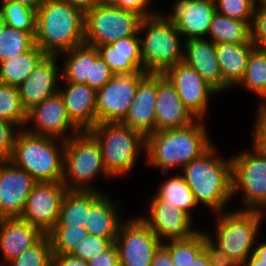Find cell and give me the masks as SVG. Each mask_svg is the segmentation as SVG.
Here are the masks:
<instances>
[{"instance_id": "6da1fadb", "label": "cell", "mask_w": 266, "mask_h": 266, "mask_svg": "<svg viewBox=\"0 0 266 266\" xmlns=\"http://www.w3.org/2000/svg\"><path fill=\"white\" fill-rule=\"evenodd\" d=\"M207 123L197 119L183 128L160 130L147 135L145 156L140 161L145 160L144 167L153 168L152 170L170 173L171 170L180 171L214 144Z\"/></svg>"}, {"instance_id": "7a4b0ae2", "label": "cell", "mask_w": 266, "mask_h": 266, "mask_svg": "<svg viewBox=\"0 0 266 266\" xmlns=\"http://www.w3.org/2000/svg\"><path fill=\"white\" fill-rule=\"evenodd\" d=\"M214 143L178 173L194 194L198 206L214 214L229 210L232 196V163ZM231 201V202H230ZM228 207V208H227Z\"/></svg>"}, {"instance_id": "3957f363", "label": "cell", "mask_w": 266, "mask_h": 266, "mask_svg": "<svg viewBox=\"0 0 266 266\" xmlns=\"http://www.w3.org/2000/svg\"><path fill=\"white\" fill-rule=\"evenodd\" d=\"M85 13L64 0H44L37 9L35 45L60 55L84 44Z\"/></svg>"}, {"instance_id": "277c9868", "label": "cell", "mask_w": 266, "mask_h": 266, "mask_svg": "<svg viewBox=\"0 0 266 266\" xmlns=\"http://www.w3.org/2000/svg\"><path fill=\"white\" fill-rule=\"evenodd\" d=\"M65 141L28 132L16 134L10 161L28 172L36 182H62Z\"/></svg>"}, {"instance_id": "5b68a950", "label": "cell", "mask_w": 266, "mask_h": 266, "mask_svg": "<svg viewBox=\"0 0 266 266\" xmlns=\"http://www.w3.org/2000/svg\"><path fill=\"white\" fill-rule=\"evenodd\" d=\"M142 18L139 26L144 72L163 74L184 60L183 36L164 13Z\"/></svg>"}, {"instance_id": "8992f818", "label": "cell", "mask_w": 266, "mask_h": 266, "mask_svg": "<svg viewBox=\"0 0 266 266\" xmlns=\"http://www.w3.org/2000/svg\"><path fill=\"white\" fill-rule=\"evenodd\" d=\"M212 234L206 235L240 266L254 252L257 238L261 237V226L266 213L256 210H238L235 206L229 210L214 214ZM215 226V227H214Z\"/></svg>"}, {"instance_id": "52a82bcc", "label": "cell", "mask_w": 266, "mask_h": 266, "mask_svg": "<svg viewBox=\"0 0 266 266\" xmlns=\"http://www.w3.org/2000/svg\"><path fill=\"white\" fill-rule=\"evenodd\" d=\"M99 178L113 180L105 170L99 142L89 131H81L65 141L62 183L67 190L107 193L98 187Z\"/></svg>"}, {"instance_id": "ba28073f", "label": "cell", "mask_w": 266, "mask_h": 266, "mask_svg": "<svg viewBox=\"0 0 266 266\" xmlns=\"http://www.w3.org/2000/svg\"><path fill=\"white\" fill-rule=\"evenodd\" d=\"M89 132L99 142L105 170L113 180L130 177L145 156V137L121 122L98 123Z\"/></svg>"}, {"instance_id": "9c48e42d", "label": "cell", "mask_w": 266, "mask_h": 266, "mask_svg": "<svg viewBox=\"0 0 266 266\" xmlns=\"http://www.w3.org/2000/svg\"><path fill=\"white\" fill-rule=\"evenodd\" d=\"M249 147L230 155L232 196L233 199L238 196L241 200L236 209L266 213V156L251 145Z\"/></svg>"}, {"instance_id": "30bf717a", "label": "cell", "mask_w": 266, "mask_h": 266, "mask_svg": "<svg viewBox=\"0 0 266 266\" xmlns=\"http://www.w3.org/2000/svg\"><path fill=\"white\" fill-rule=\"evenodd\" d=\"M142 17L116 6H94L85 12L84 43L92 47L111 44L139 33Z\"/></svg>"}, {"instance_id": "8fae6325", "label": "cell", "mask_w": 266, "mask_h": 266, "mask_svg": "<svg viewBox=\"0 0 266 266\" xmlns=\"http://www.w3.org/2000/svg\"><path fill=\"white\" fill-rule=\"evenodd\" d=\"M146 198L147 210L137 216L162 242L186 239L201 230L197 229L194 219L187 212L169 204V201L161 198L155 191Z\"/></svg>"}, {"instance_id": "7c38bea8", "label": "cell", "mask_w": 266, "mask_h": 266, "mask_svg": "<svg viewBox=\"0 0 266 266\" xmlns=\"http://www.w3.org/2000/svg\"><path fill=\"white\" fill-rule=\"evenodd\" d=\"M131 216L122 223L114 240L120 266H150L163 242L137 215Z\"/></svg>"}, {"instance_id": "4fadbf2b", "label": "cell", "mask_w": 266, "mask_h": 266, "mask_svg": "<svg viewBox=\"0 0 266 266\" xmlns=\"http://www.w3.org/2000/svg\"><path fill=\"white\" fill-rule=\"evenodd\" d=\"M163 75L170 81L185 107L196 119H209L211 99L220 94L185 62L175 64ZM208 118V119H207Z\"/></svg>"}, {"instance_id": "5bb4252c", "label": "cell", "mask_w": 266, "mask_h": 266, "mask_svg": "<svg viewBox=\"0 0 266 266\" xmlns=\"http://www.w3.org/2000/svg\"><path fill=\"white\" fill-rule=\"evenodd\" d=\"M147 74H116L104 87L97 90V124L122 122L134 99L139 82Z\"/></svg>"}, {"instance_id": "9a60e30c", "label": "cell", "mask_w": 266, "mask_h": 266, "mask_svg": "<svg viewBox=\"0 0 266 266\" xmlns=\"http://www.w3.org/2000/svg\"><path fill=\"white\" fill-rule=\"evenodd\" d=\"M25 129L32 134L64 141L81 132L70 120L59 92L35 105L27 112Z\"/></svg>"}, {"instance_id": "2e32d148", "label": "cell", "mask_w": 266, "mask_h": 266, "mask_svg": "<svg viewBox=\"0 0 266 266\" xmlns=\"http://www.w3.org/2000/svg\"><path fill=\"white\" fill-rule=\"evenodd\" d=\"M66 191L62 182H37L26 200L20 218L47 234L58 221Z\"/></svg>"}, {"instance_id": "e0dca14e", "label": "cell", "mask_w": 266, "mask_h": 266, "mask_svg": "<svg viewBox=\"0 0 266 266\" xmlns=\"http://www.w3.org/2000/svg\"><path fill=\"white\" fill-rule=\"evenodd\" d=\"M37 182L10 160H0V219L20 218Z\"/></svg>"}, {"instance_id": "ac0fdd59", "label": "cell", "mask_w": 266, "mask_h": 266, "mask_svg": "<svg viewBox=\"0 0 266 266\" xmlns=\"http://www.w3.org/2000/svg\"><path fill=\"white\" fill-rule=\"evenodd\" d=\"M59 63L58 55H46L18 86L20 101L26 112L58 92L61 81Z\"/></svg>"}, {"instance_id": "d6986e66", "label": "cell", "mask_w": 266, "mask_h": 266, "mask_svg": "<svg viewBox=\"0 0 266 266\" xmlns=\"http://www.w3.org/2000/svg\"><path fill=\"white\" fill-rule=\"evenodd\" d=\"M165 13L173 20L184 40L206 38L215 4L204 0H175Z\"/></svg>"}, {"instance_id": "ffe728a7", "label": "cell", "mask_w": 266, "mask_h": 266, "mask_svg": "<svg viewBox=\"0 0 266 266\" xmlns=\"http://www.w3.org/2000/svg\"><path fill=\"white\" fill-rule=\"evenodd\" d=\"M196 120L170 81L163 74H157L155 131L183 128Z\"/></svg>"}, {"instance_id": "44dd1931", "label": "cell", "mask_w": 266, "mask_h": 266, "mask_svg": "<svg viewBox=\"0 0 266 266\" xmlns=\"http://www.w3.org/2000/svg\"><path fill=\"white\" fill-rule=\"evenodd\" d=\"M220 96L232 90L224 83L216 57L215 44L207 38H192L184 42V60Z\"/></svg>"}, {"instance_id": "7402d4cb", "label": "cell", "mask_w": 266, "mask_h": 266, "mask_svg": "<svg viewBox=\"0 0 266 266\" xmlns=\"http://www.w3.org/2000/svg\"><path fill=\"white\" fill-rule=\"evenodd\" d=\"M157 74L148 73L138 84L135 96L123 125L140 132L144 137L155 132V103Z\"/></svg>"}, {"instance_id": "603a6c76", "label": "cell", "mask_w": 266, "mask_h": 266, "mask_svg": "<svg viewBox=\"0 0 266 266\" xmlns=\"http://www.w3.org/2000/svg\"><path fill=\"white\" fill-rule=\"evenodd\" d=\"M58 92L63 98L70 120L81 131H89L97 124L95 89L87 84L60 81Z\"/></svg>"}, {"instance_id": "cb8c5ba5", "label": "cell", "mask_w": 266, "mask_h": 266, "mask_svg": "<svg viewBox=\"0 0 266 266\" xmlns=\"http://www.w3.org/2000/svg\"><path fill=\"white\" fill-rule=\"evenodd\" d=\"M45 234L21 218L0 219V264L19 257Z\"/></svg>"}, {"instance_id": "d4e9b609", "label": "cell", "mask_w": 266, "mask_h": 266, "mask_svg": "<svg viewBox=\"0 0 266 266\" xmlns=\"http://www.w3.org/2000/svg\"><path fill=\"white\" fill-rule=\"evenodd\" d=\"M99 56L116 74L147 73L141 56L139 33L96 47Z\"/></svg>"}, {"instance_id": "484cf974", "label": "cell", "mask_w": 266, "mask_h": 266, "mask_svg": "<svg viewBox=\"0 0 266 266\" xmlns=\"http://www.w3.org/2000/svg\"><path fill=\"white\" fill-rule=\"evenodd\" d=\"M112 197V193L107 192L90 208L84 225L89 235L102 238L117 237L122 223L127 218L122 213V205L118 204V201L122 200Z\"/></svg>"}, {"instance_id": "4316f807", "label": "cell", "mask_w": 266, "mask_h": 266, "mask_svg": "<svg viewBox=\"0 0 266 266\" xmlns=\"http://www.w3.org/2000/svg\"><path fill=\"white\" fill-rule=\"evenodd\" d=\"M255 48L252 43L215 44L216 57L224 83L233 90L243 79L248 58Z\"/></svg>"}, {"instance_id": "83f0119b", "label": "cell", "mask_w": 266, "mask_h": 266, "mask_svg": "<svg viewBox=\"0 0 266 266\" xmlns=\"http://www.w3.org/2000/svg\"><path fill=\"white\" fill-rule=\"evenodd\" d=\"M104 192L67 190L63 196L59 217L54 227H79L85 225L90 208Z\"/></svg>"}, {"instance_id": "f1b7e54d", "label": "cell", "mask_w": 266, "mask_h": 266, "mask_svg": "<svg viewBox=\"0 0 266 266\" xmlns=\"http://www.w3.org/2000/svg\"><path fill=\"white\" fill-rule=\"evenodd\" d=\"M164 178L157 184L155 192L169 204L187 212L195 221L198 220L197 208H200L195 200L194 194L178 172H160ZM169 174V175H168ZM173 174V175H172ZM166 176V177H165ZM159 186V187H158ZM195 210V212H194ZM197 212V213H196ZM195 213V214H194ZM197 220H196V218Z\"/></svg>"}, {"instance_id": "f546056e", "label": "cell", "mask_w": 266, "mask_h": 266, "mask_svg": "<svg viewBox=\"0 0 266 266\" xmlns=\"http://www.w3.org/2000/svg\"><path fill=\"white\" fill-rule=\"evenodd\" d=\"M46 54L36 45L29 51L0 62V83L18 87Z\"/></svg>"}, {"instance_id": "4dcf8cb0", "label": "cell", "mask_w": 266, "mask_h": 266, "mask_svg": "<svg viewBox=\"0 0 266 266\" xmlns=\"http://www.w3.org/2000/svg\"><path fill=\"white\" fill-rule=\"evenodd\" d=\"M58 58L61 65V81L87 84L91 71V46L84 43L61 53Z\"/></svg>"}, {"instance_id": "1f68e13d", "label": "cell", "mask_w": 266, "mask_h": 266, "mask_svg": "<svg viewBox=\"0 0 266 266\" xmlns=\"http://www.w3.org/2000/svg\"><path fill=\"white\" fill-rule=\"evenodd\" d=\"M246 89L244 92L253 93L258 104L266 103V50L254 48L248 58L243 79L232 90ZM260 99V100H259Z\"/></svg>"}, {"instance_id": "d6a6232c", "label": "cell", "mask_w": 266, "mask_h": 266, "mask_svg": "<svg viewBox=\"0 0 266 266\" xmlns=\"http://www.w3.org/2000/svg\"><path fill=\"white\" fill-rule=\"evenodd\" d=\"M250 29L246 21L232 19L215 12L206 38L214 44L252 43Z\"/></svg>"}, {"instance_id": "836d02e7", "label": "cell", "mask_w": 266, "mask_h": 266, "mask_svg": "<svg viewBox=\"0 0 266 266\" xmlns=\"http://www.w3.org/2000/svg\"><path fill=\"white\" fill-rule=\"evenodd\" d=\"M162 246L169 252L174 266H189L203 250V230L186 239L164 241Z\"/></svg>"}, {"instance_id": "e575fe53", "label": "cell", "mask_w": 266, "mask_h": 266, "mask_svg": "<svg viewBox=\"0 0 266 266\" xmlns=\"http://www.w3.org/2000/svg\"><path fill=\"white\" fill-rule=\"evenodd\" d=\"M6 26L30 33H36L37 10L17 2H0Z\"/></svg>"}, {"instance_id": "d590c367", "label": "cell", "mask_w": 266, "mask_h": 266, "mask_svg": "<svg viewBox=\"0 0 266 266\" xmlns=\"http://www.w3.org/2000/svg\"><path fill=\"white\" fill-rule=\"evenodd\" d=\"M0 118L24 129L27 112L22 107L18 87L0 83Z\"/></svg>"}, {"instance_id": "8d00e7d4", "label": "cell", "mask_w": 266, "mask_h": 266, "mask_svg": "<svg viewBox=\"0 0 266 266\" xmlns=\"http://www.w3.org/2000/svg\"><path fill=\"white\" fill-rule=\"evenodd\" d=\"M34 45V37L30 33L5 26L0 33V62L23 54Z\"/></svg>"}, {"instance_id": "74e56055", "label": "cell", "mask_w": 266, "mask_h": 266, "mask_svg": "<svg viewBox=\"0 0 266 266\" xmlns=\"http://www.w3.org/2000/svg\"><path fill=\"white\" fill-rule=\"evenodd\" d=\"M47 235L51 241L52 254H71L89 234L84 226H79L53 227Z\"/></svg>"}, {"instance_id": "f35d334b", "label": "cell", "mask_w": 266, "mask_h": 266, "mask_svg": "<svg viewBox=\"0 0 266 266\" xmlns=\"http://www.w3.org/2000/svg\"><path fill=\"white\" fill-rule=\"evenodd\" d=\"M6 266H52L51 241L45 234L37 243L26 249Z\"/></svg>"}, {"instance_id": "ab89813d", "label": "cell", "mask_w": 266, "mask_h": 266, "mask_svg": "<svg viewBox=\"0 0 266 266\" xmlns=\"http://www.w3.org/2000/svg\"><path fill=\"white\" fill-rule=\"evenodd\" d=\"M215 9L219 14L246 21L251 26L255 5L253 0H217Z\"/></svg>"}, {"instance_id": "60d3db41", "label": "cell", "mask_w": 266, "mask_h": 266, "mask_svg": "<svg viewBox=\"0 0 266 266\" xmlns=\"http://www.w3.org/2000/svg\"><path fill=\"white\" fill-rule=\"evenodd\" d=\"M115 239L116 238H102L94 235H88L75 247L71 255L88 261L107 250L114 243Z\"/></svg>"}, {"instance_id": "b9f144b4", "label": "cell", "mask_w": 266, "mask_h": 266, "mask_svg": "<svg viewBox=\"0 0 266 266\" xmlns=\"http://www.w3.org/2000/svg\"><path fill=\"white\" fill-rule=\"evenodd\" d=\"M115 74L99 56L96 47L91 46V71L87 85L96 91L104 87Z\"/></svg>"}, {"instance_id": "7bdbcfd3", "label": "cell", "mask_w": 266, "mask_h": 266, "mask_svg": "<svg viewBox=\"0 0 266 266\" xmlns=\"http://www.w3.org/2000/svg\"><path fill=\"white\" fill-rule=\"evenodd\" d=\"M256 111L251 127L252 138L249 145L266 156V103H256Z\"/></svg>"}, {"instance_id": "ee69618b", "label": "cell", "mask_w": 266, "mask_h": 266, "mask_svg": "<svg viewBox=\"0 0 266 266\" xmlns=\"http://www.w3.org/2000/svg\"><path fill=\"white\" fill-rule=\"evenodd\" d=\"M203 251L210 266H240L225 251L216 245L203 231Z\"/></svg>"}, {"instance_id": "f6af8a7d", "label": "cell", "mask_w": 266, "mask_h": 266, "mask_svg": "<svg viewBox=\"0 0 266 266\" xmlns=\"http://www.w3.org/2000/svg\"><path fill=\"white\" fill-rule=\"evenodd\" d=\"M19 130L15 124L0 118V160H10Z\"/></svg>"}, {"instance_id": "bcb514c9", "label": "cell", "mask_w": 266, "mask_h": 266, "mask_svg": "<svg viewBox=\"0 0 266 266\" xmlns=\"http://www.w3.org/2000/svg\"><path fill=\"white\" fill-rule=\"evenodd\" d=\"M250 28L255 48H266V8H255Z\"/></svg>"}, {"instance_id": "7dc6e473", "label": "cell", "mask_w": 266, "mask_h": 266, "mask_svg": "<svg viewBox=\"0 0 266 266\" xmlns=\"http://www.w3.org/2000/svg\"><path fill=\"white\" fill-rule=\"evenodd\" d=\"M154 3L153 0H118L116 7L123 10L135 12L142 18H147L163 12L159 6L157 9H153L155 5Z\"/></svg>"}, {"instance_id": "c3c4849f", "label": "cell", "mask_w": 266, "mask_h": 266, "mask_svg": "<svg viewBox=\"0 0 266 266\" xmlns=\"http://www.w3.org/2000/svg\"><path fill=\"white\" fill-rule=\"evenodd\" d=\"M87 262L89 266H120L115 244L113 243L107 250L89 259Z\"/></svg>"}, {"instance_id": "681fc988", "label": "cell", "mask_w": 266, "mask_h": 266, "mask_svg": "<svg viewBox=\"0 0 266 266\" xmlns=\"http://www.w3.org/2000/svg\"><path fill=\"white\" fill-rule=\"evenodd\" d=\"M52 266H89L88 262L71 254H52Z\"/></svg>"}, {"instance_id": "f907efd6", "label": "cell", "mask_w": 266, "mask_h": 266, "mask_svg": "<svg viewBox=\"0 0 266 266\" xmlns=\"http://www.w3.org/2000/svg\"><path fill=\"white\" fill-rule=\"evenodd\" d=\"M150 266H174L169 252L161 246L155 253Z\"/></svg>"}, {"instance_id": "816d5d0a", "label": "cell", "mask_w": 266, "mask_h": 266, "mask_svg": "<svg viewBox=\"0 0 266 266\" xmlns=\"http://www.w3.org/2000/svg\"><path fill=\"white\" fill-rule=\"evenodd\" d=\"M84 13L97 5L96 0H64Z\"/></svg>"}, {"instance_id": "f5cc1de1", "label": "cell", "mask_w": 266, "mask_h": 266, "mask_svg": "<svg viewBox=\"0 0 266 266\" xmlns=\"http://www.w3.org/2000/svg\"><path fill=\"white\" fill-rule=\"evenodd\" d=\"M262 241L259 239V237L256 240L255 247H254V254L261 260H263V263H266V239ZM260 240V241H259ZM260 242V243H259Z\"/></svg>"}, {"instance_id": "db71d44e", "label": "cell", "mask_w": 266, "mask_h": 266, "mask_svg": "<svg viewBox=\"0 0 266 266\" xmlns=\"http://www.w3.org/2000/svg\"><path fill=\"white\" fill-rule=\"evenodd\" d=\"M0 2H17L25 4L35 10H37L44 0H0Z\"/></svg>"}, {"instance_id": "11a10c76", "label": "cell", "mask_w": 266, "mask_h": 266, "mask_svg": "<svg viewBox=\"0 0 266 266\" xmlns=\"http://www.w3.org/2000/svg\"><path fill=\"white\" fill-rule=\"evenodd\" d=\"M189 266H210L207 256L203 250L196 256L194 260H192Z\"/></svg>"}, {"instance_id": "9f6ffc18", "label": "cell", "mask_w": 266, "mask_h": 266, "mask_svg": "<svg viewBox=\"0 0 266 266\" xmlns=\"http://www.w3.org/2000/svg\"><path fill=\"white\" fill-rule=\"evenodd\" d=\"M243 266H266L263 260L259 259L254 253H252Z\"/></svg>"}, {"instance_id": "6f0895ef", "label": "cell", "mask_w": 266, "mask_h": 266, "mask_svg": "<svg viewBox=\"0 0 266 266\" xmlns=\"http://www.w3.org/2000/svg\"><path fill=\"white\" fill-rule=\"evenodd\" d=\"M98 6H116L118 0H96Z\"/></svg>"}, {"instance_id": "680465c9", "label": "cell", "mask_w": 266, "mask_h": 266, "mask_svg": "<svg viewBox=\"0 0 266 266\" xmlns=\"http://www.w3.org/2000/svg\"><path fill=\"white\" fill-rule=\"evenodd\" d=\"M255 8H266V0H253Z\"/></svg>"}, {"instance_id": "91938a15", "label": "cell", "mask_w": 266, "mask_h": 266, "mask_svg": "<svg viewBox=\"0 0 266 266\" xmlns=\"http://www.w3.org/2000/svg\"><path fill=\"white\" fill-rule=\"evenodd\" d=\"M5 26H6V23L4 21L2 8L0 6V33L3 31V29L5 28Z\"/></svg>"}, {"instance_id": "94428289", "label": "cell", "mask_w": 266, "mask_h": 266, "mask_svg": "<svg viewBox=\"0 0 266 266\" xmlns=\"http://www.w3.org/2000/svg\"><path fill=\"white\" fill-rule=\"evenodd\" d=\"M204 1H208V2H211V3H216L217 2V0H204Z\"/></svg>"}]
</instances>
